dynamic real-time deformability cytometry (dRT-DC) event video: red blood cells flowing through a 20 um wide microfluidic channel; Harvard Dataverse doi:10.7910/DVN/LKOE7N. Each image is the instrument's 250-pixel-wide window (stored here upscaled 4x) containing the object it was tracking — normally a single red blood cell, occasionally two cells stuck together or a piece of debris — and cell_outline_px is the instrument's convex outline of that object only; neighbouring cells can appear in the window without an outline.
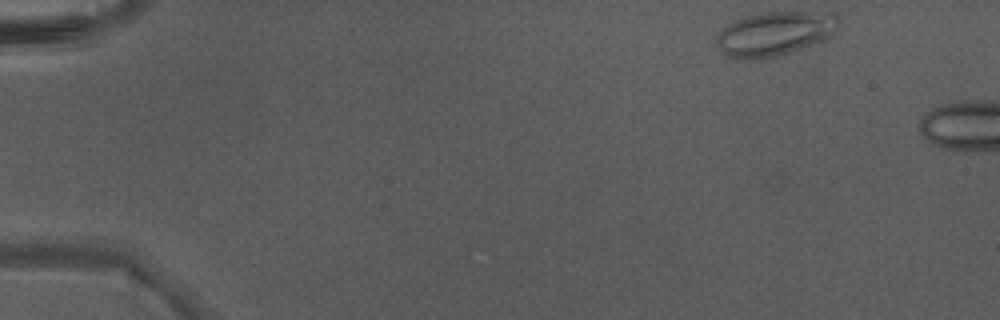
{"species": "Egyptian fruit bat (a non-hibernating species)", "species_latin": "Rousettus aegyptiacus", "temperature_condition": "warm", "stored_images_in_passage": 6, "camera_frame_rate_fps": 3000, "um_per_image_px": 0.085, "animal": {"sex": "male"}, "frame": {"image": 1, "passage_image": 1, "time_ms": 0.0, "image_size_px": [1000, 320], "cell_outline_px": [[840, 24], [832, 36], [820, 44], [772, 60], [740, 60], [728, 56], [716, 44], [716, 36], [732, 20], [748, 16], [768, 12], [836, 12], [840, 16]], "centroid_in_image_um": [65.96, 2.9], "position_along_channel_um": 19.0, "area_um2": 32.83}}